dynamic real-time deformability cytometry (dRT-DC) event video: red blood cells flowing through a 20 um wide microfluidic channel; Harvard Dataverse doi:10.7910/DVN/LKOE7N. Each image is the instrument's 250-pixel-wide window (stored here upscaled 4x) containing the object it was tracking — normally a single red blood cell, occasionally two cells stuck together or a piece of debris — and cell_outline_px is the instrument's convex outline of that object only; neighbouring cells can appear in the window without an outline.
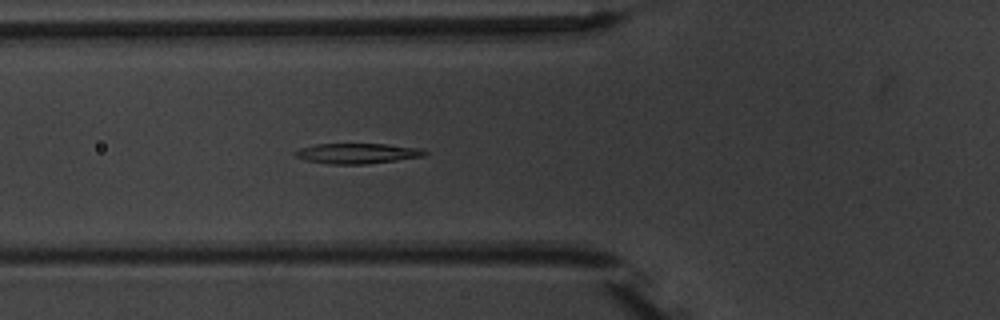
{"species": "common noctule bat (a hibernating species)", "species_latin": "Nyctalus noctula", "temperature_condition": "warm", "stored_images_in_passage": 4, "camera_frame_rate_fps": 3000, "um_per_image_px": 0.085, "animal": {"sex": "male", "body_mass_g": 20.1, "forearm_length_mm": 53.5}, "frame": {"image": 1, "passage_image": 4, "time_ms": 3.667, "image_size_px": [1000, 320], "cell_outline_px": [[428, 152], [424, 156], [396, 160], [364, 164], [332, 164], [308, 160], [296, 156], [292, 152], [300, 148], [316, 144], [388, 144], [420, 148]], "centroid_in_image_um": [30.38, 13.03], "position_along_channel_um": 95.4, "area_um2": 15.14}}